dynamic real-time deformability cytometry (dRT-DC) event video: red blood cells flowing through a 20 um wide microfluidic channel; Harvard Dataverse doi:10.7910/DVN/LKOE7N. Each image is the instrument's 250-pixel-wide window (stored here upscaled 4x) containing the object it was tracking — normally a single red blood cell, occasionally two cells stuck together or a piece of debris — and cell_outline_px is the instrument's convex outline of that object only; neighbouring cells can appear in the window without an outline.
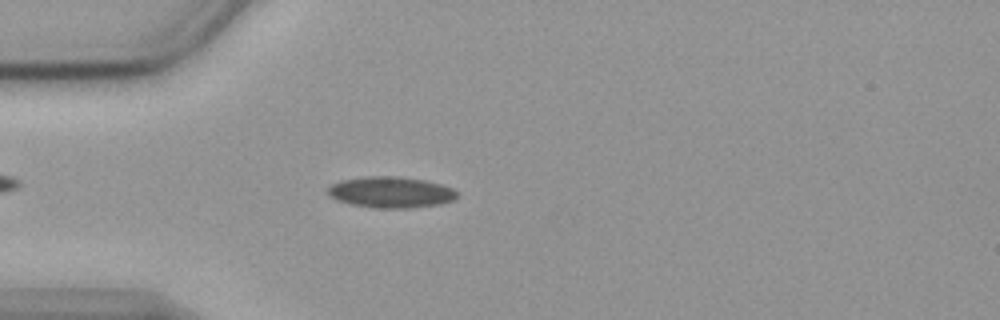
{"species": "common noctule bat (a hibernating species)", "species_latin": "Nyctalus noctula", "temperature_condition": "cold", "stored_images_in_passage": 54, "camera_frame_rate_fps": 3000, "um_per_image_px": 0.085, "animal": {"sex": "female", "body_mass_g": 19.9}, "frame": {"image": 1, "passage_image": 14, "time_ms": 4.333, "image_size_px": [1000, 320], "cell_outline_px": [[456, 200], [440, 204], [408, 208], [376, 208], [352, 204], [336, 200], [328, 196], [328, 188], [332, 184], [340, 180], [364, 176], [396, 176], [424, 180], [440, 184], [452, 188], [456, 192]], "centroid_in_image_um": [33.2, 16.34], "position_along_channel_um": 51.8, "area_um2": 23.47}}
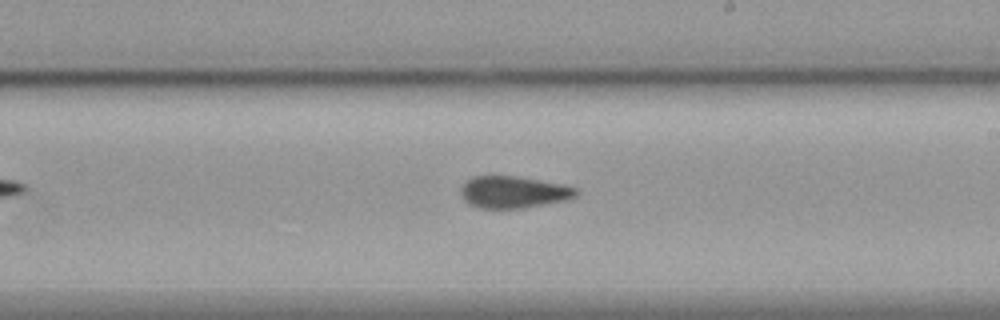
{"frame": {"image": 2, "passage_image": 31, "time_ms": 10.0, "image_size_px": [1000, 320], "cell_outline_px": [[580, 192], [576, 196], [568, 200], [520, 208], [480, 208], [468, 204], [464, 200], [460, 192], [460, 188], [464, 180], [472, 176], [516, 176], [560, 184], [576, 188]], "centroid_in_image_um": [43.6, 16.32], "position_along_channel_um": 245.4, "area_um2": 21.5}}
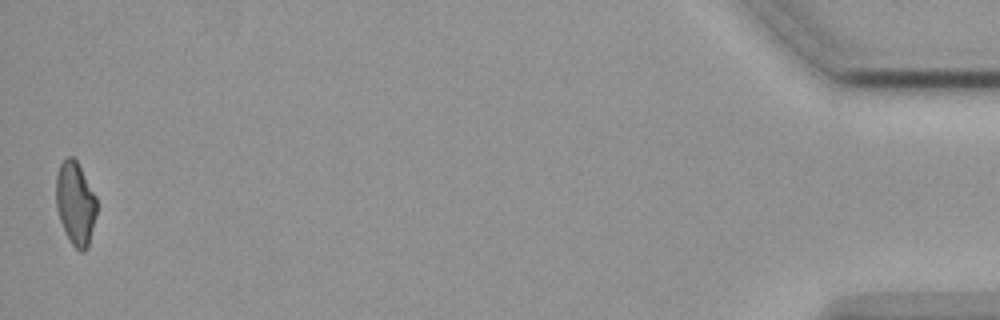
{"frame": {"image": 3, "passage_image": 54, "time_ms": 17.667, "image_size_px": [1000, 320], "cell_outline_px": [[96, 216], [88, 248], [84, 252], [80, 252], [72, 244], [60, 220], [56, 208], [56, 176], [60, 164], [68, 156], [72, 156], [76, 160], [96, 196]], "centroid_in_image_um": [6.41, 17.29], "position_along_channel_um": 428.8, "area_um2": 19.59}, "authors_computed_cell_mechanics": {"area_um2": 21.5883, "velocity_mm_per_s": 3.5911, "shape_relaxation_time_tau1_ms": null, "shape_relaxation_time_tau2_ms": 3.5787, "deformation_change_tau1": null, "deformation_change_tau2": 0.1022}}